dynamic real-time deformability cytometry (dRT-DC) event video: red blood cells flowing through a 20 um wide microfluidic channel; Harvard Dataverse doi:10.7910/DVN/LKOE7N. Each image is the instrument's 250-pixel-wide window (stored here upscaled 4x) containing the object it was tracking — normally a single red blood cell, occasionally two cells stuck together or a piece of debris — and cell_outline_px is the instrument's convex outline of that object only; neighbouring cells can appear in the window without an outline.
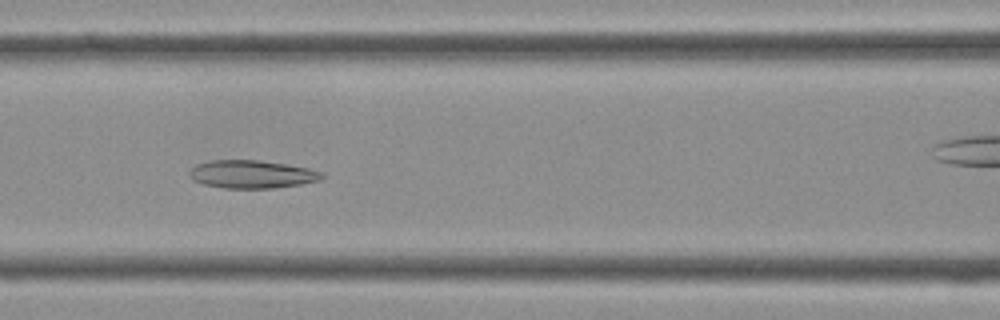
{"species": "Egyptian fruit bat (a non-hibernating species)", "species_latin": "Rousettus aegyptiacus", "temperature_condition": "cold", "stored_images_in_passage": 40, "camera_frame_rate_fps": 3000, "um_per_image_px": 0.085, "frame": {"image": 1, "passage_image": 16, "time_ms": 5.0, "image_size_px": [1000, 320], "cell_outline_px": [[324, 176], [320, 180], [300, 184], [272, 188], [224, 188], [204, 184], [192, 180], [188, 176], [188, 172], [196, 164], [212, 160], [256, 160], [284, 164], [308, 168], [324, 172]], "centroid_in_image_um": [21.38, 14.81], "position_along_channel_um": 145.2, "area_um2": 21.56}}
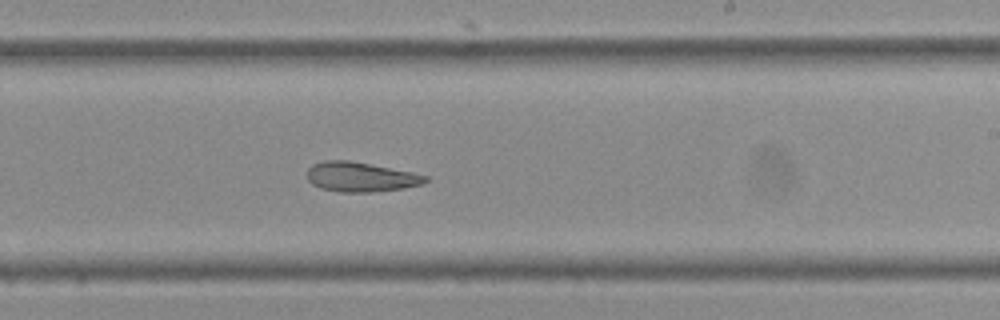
{"frame": {"image": 2, "passage_image": 23, "time_ms": 7.333, "image_size_px": [1000, 320], "cell_outline_px": [[428, 180], [424, 184], [404, 188], [372, 192], [340, 192], [320, 188], [312, 184], [308, 180], [308, 168], [312, 164], [324, 160], [348, 160], [412, 172], [428, 176]], "centroid_in_image_um": [30.65, 15.04], "position_along_channel_um": 258.3, "area_um2": 20.46}}
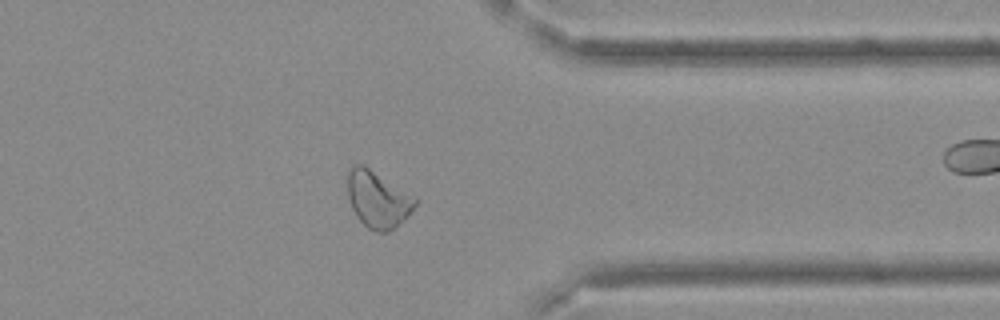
{"frame": {"image": 3, "passage_image": 31, "time_ms": 10.0, "image_size_px": [1000, 320], "cell_outline_px": [[416, 204], [408, 216], [404, 220], [388, 232], [376, 232], [368, 228], [356, 216], [352, 208], [348, 196], [348, 168], [352, 164], [364, 164], [416, 196]], "centroid_in_image_um": [32.11, 16.92], "position_along_channel_um": 379.3, "area_um2": 22.54}}